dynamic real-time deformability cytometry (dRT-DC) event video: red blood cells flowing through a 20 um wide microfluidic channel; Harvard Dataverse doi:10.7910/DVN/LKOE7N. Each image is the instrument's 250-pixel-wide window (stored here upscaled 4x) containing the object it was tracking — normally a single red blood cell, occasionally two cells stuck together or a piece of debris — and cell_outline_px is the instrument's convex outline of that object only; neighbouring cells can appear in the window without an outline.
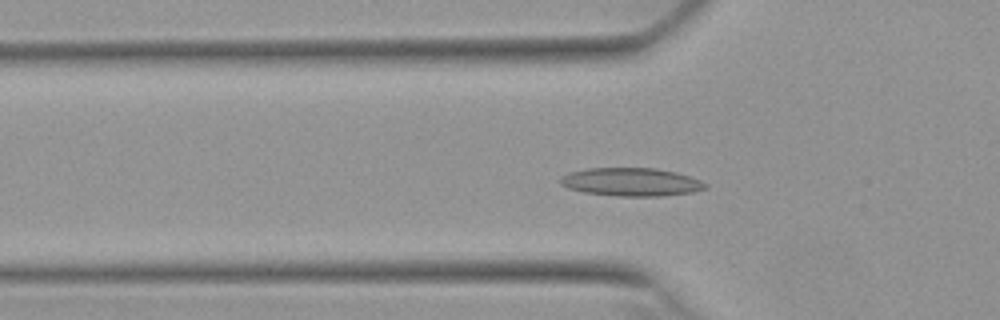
{"species": "Egyptian fruit bat (a non-hibernating species)", "species_latin": "Rousettus aegyptiacus", "temperature_condition": "warm", "stored_images_in_passage": 54, "camera_frame_rate_fps": 3000, "um_per_image_px": 0.085, "animal": {"sex": "female"}, "frame": {"image": 1, "passage_image": 18, "time_ms": 5.667, "image_size_px": [1000, 320], "cell_outline_px": [[708, 188], [692, 192], [660, 196], [616, 196], [584, 192], [568, 188], [560, 184], [560, 176], [568, 172], [588, 168], [656, 168], [676, 172], [700, 180], [708, 184]], "centroid_in_image_um": [53.64, 15.46], "position_along_channel_um": 72.2, "area_um2": 23.93}}
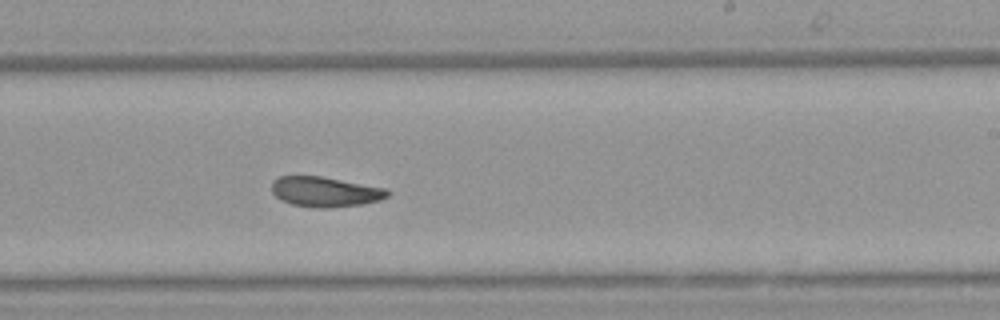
{"frame": {"image": 2, "passage_image": 33, "time_ms": 10.667, "image_size_px": [1000, 320], "cell_outline_px": [[392, 192], [388, 196], [380, 200], [364, 204], [328, 208], [316, 208], [292, 204], [280, 200], [272, 192], [272, 180], [280, 176], [320, 176], [388, 188]], "centroid_in_image_um": [27.67, 16.3], "position_along_channel_um": 261.3, "area_um2": 20.52}}
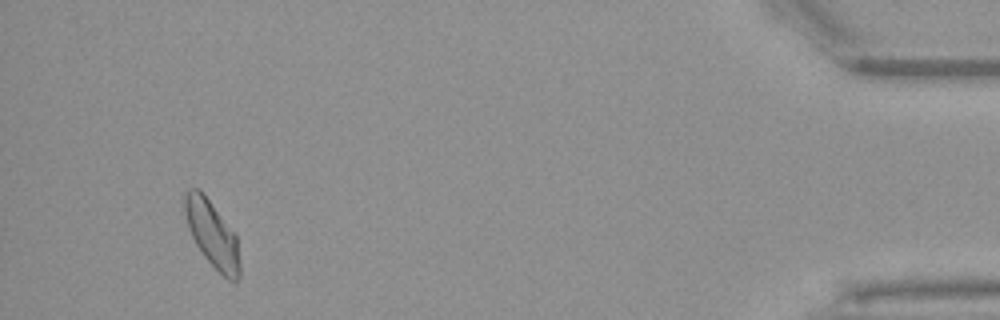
{"frame": {"image": 3, "passage_image": 51, "time_ms": 16.667, "image_size_px": [1000, 320], "cell_outline_px": [[240, 276], [236, 280], [228, 280], [204, 256], [196, 244], [180, 212], [184, 192], [188, 188], [200, 188], [236, 236], [240, 260]], "centroid_in_image_um": [17.95, 19.82], "position_along_channel_um": 417.2, "area_um2": 21.56}, "authors_computed_cell_mechanics": {"area_um2": 20.8947, "velocity_mm_per_s": 3.7957, "shape_relaxation_time_tau1_ms": 6.0118, "shape_relaxation_time_tau2_ms": 2.831, "deformation_change_tau1": 0.1606, "deformation_change_tau2": 0.1016}}